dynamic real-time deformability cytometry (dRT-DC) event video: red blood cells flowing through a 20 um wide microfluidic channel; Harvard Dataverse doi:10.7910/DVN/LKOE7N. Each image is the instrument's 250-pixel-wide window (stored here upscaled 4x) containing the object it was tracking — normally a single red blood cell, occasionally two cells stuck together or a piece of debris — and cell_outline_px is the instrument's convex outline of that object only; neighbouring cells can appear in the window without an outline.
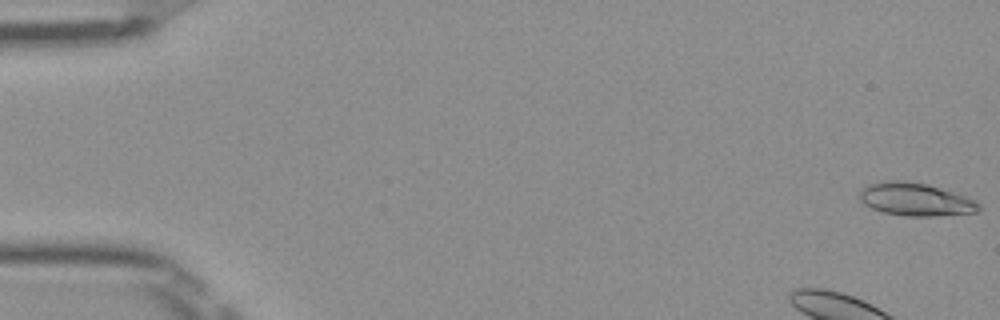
{"species": "Egyptian fruit bat (a non-hibernating species)", "species_latin": "Rousettus aegyptiacus", "temperature_condition": "room temperature", "stored_images_in_passage": 51, "camera_frame_rate_fps": 3000, "um_per_image_px": 0.085, "frame": {"image": 1, "passage_image": 1, "time_ms": 0.0, "image_size_px": [1000, 320], "cell_outline_px": [[980, 208], [976, 212], [936, 216], [908, 216], [884, 212], [872, 208], [864, 204], [860, 200], [860, 192], [868, 184], [880, 180], [900, 180], [924, 184], [952, 192], [976, 200], [980, 204]], "centroid_in_image_um": [77.79, 16.95], "position_along_channel_um": 7.2, "area_um2": 22.6}}
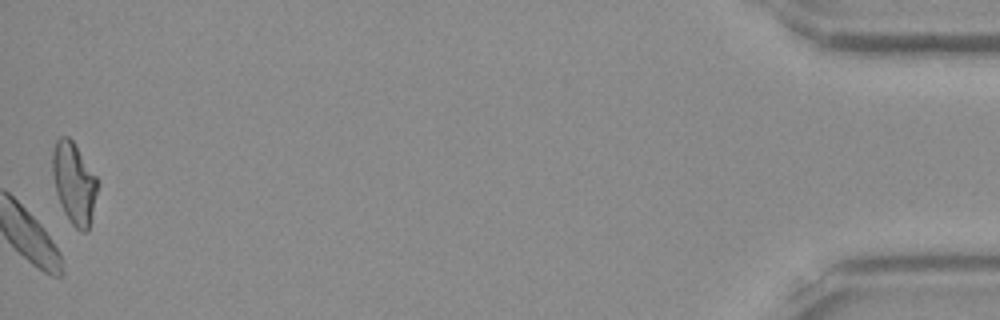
{"frame": {"image": 2, "passage_image": 51, "time_ms": 16.667, "image_size_px": [1000, 320], "cell_outline_px": [[100, 184], [88, 232], [80, 232], [72, 224], [64, 212], [60, 204], [56, 192], [52, 176], [52, 152], [56, 140], [60, 136], [68, 136], [72, 140], [96, 176]], "centroid_in_image_um": [6.31, 15.58], "position_along_channel_um": 428.9, "area_um2": 21.62}}